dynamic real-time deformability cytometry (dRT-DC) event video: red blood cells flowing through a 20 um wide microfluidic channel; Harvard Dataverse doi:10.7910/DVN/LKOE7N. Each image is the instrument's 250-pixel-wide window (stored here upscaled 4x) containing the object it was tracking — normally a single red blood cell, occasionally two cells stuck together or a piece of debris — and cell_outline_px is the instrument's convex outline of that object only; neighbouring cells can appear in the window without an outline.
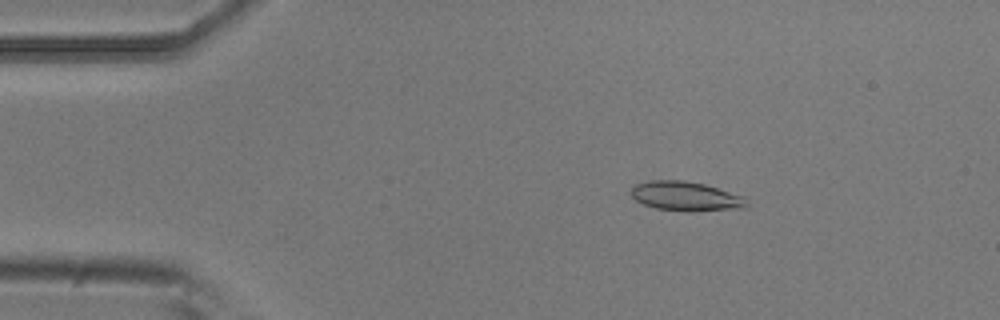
{"species": "common noctule bat (a hibernating species)", "species_latin": "Nyctalus noctula", "temperature_condition": "room temperature", "stored_images_in_passage": 4, "camera_frame_rate_fps": 3000, "um_per_image_px": 0.085, "animal": {"sex": "male", "body_mass_g": 20.5, "forearm_length_mm": 52.5}, "frame": {"image": 1, "passage_image": 2, "time_ms": 0.333, "image_size_px": [1000, 320], "cell_outline_px": [[748, 204], [744, 208], [692, 212], [684, 212], [656, 208], [644, 204], [636, 200], [632, 196], [632, 188], [636, 184], [652, 180], [680, 180], [704, 184], [744, 196]], "centroid_in_image_um": [58.32, 16.7], "position_along_channel_um": 26.7, "area_um2": 19.77}}
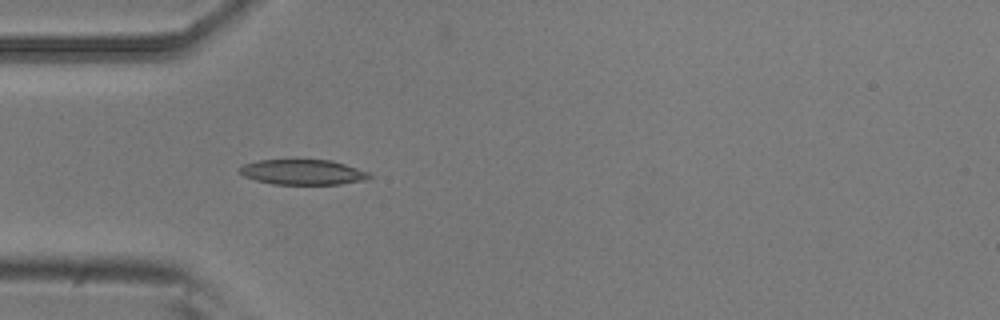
{"frame": {"image": 2, "passage_image": 4, "time_ms": 1.0, "image_size_px": [1000, 320], "cell_outline_px": [[372, 176], [368, 180], [340, 184], [272, 184], [256, 180], [244, 176], [240, 172], [240, 168], [244, 164], [260, 160], [332, 160], [368, 172]], "centroid_in_image_um": [25.77, 14.64], "position_along_channel_um": 59.2, "area_um2": 18.9}}